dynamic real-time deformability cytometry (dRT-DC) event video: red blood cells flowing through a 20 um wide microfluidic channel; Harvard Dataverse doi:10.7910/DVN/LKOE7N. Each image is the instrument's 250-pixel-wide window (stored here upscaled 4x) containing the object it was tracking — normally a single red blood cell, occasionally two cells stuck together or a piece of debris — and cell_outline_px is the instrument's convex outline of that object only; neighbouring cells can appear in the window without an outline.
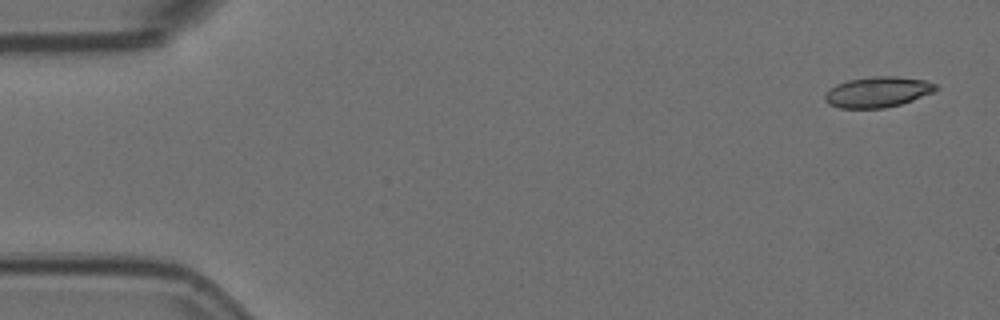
{"species": "Egyptian fruit bat (a non-hibernating species)", "species_latin": "Rousettus aegyptiacus", "temperature_condition": "room temperature", "stored_images_in_passage": 4, "camera_frame_rate_fps": 3000, "um_per_image_px": 0.085, "animal": {"sex": "female"}, "frame": {"image": 1, "passage_image": 1, "time_ms": 0.0, "image_size_px": [1000, 320], "cell_outline_px": [[936, 88], [932, 92], [912, 100], [900, 104], [884, 108], [840, 108], [828, 104], [824, 100], [824, 96], [836, 84], [848, 80], [872, 76], [896, 76], [924, 80], [936, 84]], "centroid_in_image_um": [74.57, 7.82], "position_along_channel_um": 10.4, "area_um2": 19.54}}
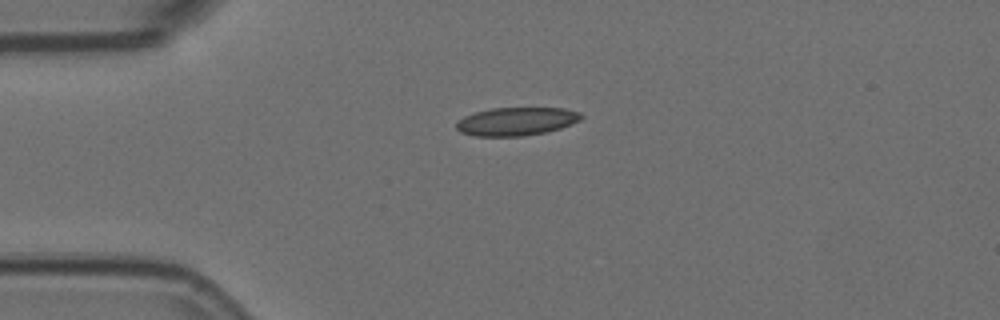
{"frame": {"image": 2, "passage_image": 3, "time_ms": 0.667, "image_size_px": [1000, 320], "cell_outline_px": [[584, 116], [580, 120], [572, 124], [548, 132], [524, 136], [472, 136], [460, 132], [456, 128], [456, 120], [464, 116], [476, 112], [492, 108], [564, 108], [580, 112]], "centroid_in_image_um": [43.89, 10.32], "position_along_channel_um": 41.1, "area_um2": 20.75}}